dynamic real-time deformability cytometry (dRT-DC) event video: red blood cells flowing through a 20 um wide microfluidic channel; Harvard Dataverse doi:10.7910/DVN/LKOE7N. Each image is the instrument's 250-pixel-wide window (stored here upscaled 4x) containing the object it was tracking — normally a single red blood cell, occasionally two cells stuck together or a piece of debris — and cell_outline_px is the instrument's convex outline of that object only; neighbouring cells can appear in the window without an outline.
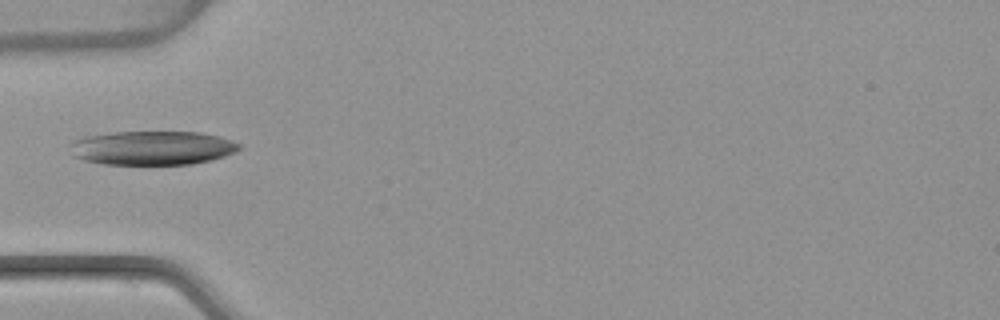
{"species": "common noctule bat (a hibernating species)", "species_latin": "Nyctalus noctula", "temperature_condition": "warm", "stored_images_in_passage": 8, "camera_frame_rate_fps": 3000, "um_per_image_px": 0.085, "animal": {"sex": "female", "body_mass_g": 22.7, "forearm_length_mm": 54.2}, "frame": {"image": 1, "passage_image": 1, "time_ms": 0.0, "image_size_px": [1000, 320], "cell_outline_px": [[240, 148], [236, 152], [212, 160], [192, 164], [104, 164], [84, 160], [72, 156], [72, 140], [88, 136], [112, 132], [200, 132], [220, 136], [232, 140], [240, 144]], "centroid_in_image_um": [12.98, 12.57], "position_along_channel_um": 72.0, "area_um2": 33.52}}